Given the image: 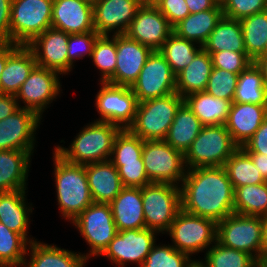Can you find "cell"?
I'll return each instance as SVG.
<instances>
[{"instance_id":"obj_45","label":"cell","mask_w":267,"mask_h":267,"mask_svg":"<svg viewBox=\"0 0 267 267\" xmlns=\"http://www.w3.org/2000/svg\"><path fill=\"white\" fill-rule=\"evenodd\" d=\"M124 187H143L151 183L147 177L142 156L136 161L112 162Z\"/></svg>"},{"instance_id":"obj_53","label":"cell","mask_w":267,"mask_h":267,"mask_svg":"<svg viewBox=\"0 0 267 267\" xmlns=\"http://www.w3.org/2000/svg\"><path fill=\"white\" fill-rule=\"evenodd\" d=\"M191 14L213 9L219 2L217 0H185Z\"/></svg>"},{"instance_id":"obj_51","label":"cell","mask_w":267,"mask_h":267,"mask_svg":"<svg viewBox=\"0 0 267 267\" xmlns=\"http://www.w3.org/2000/svg\"><path fill=\"white\" fill-rule=\"evenodd\" d=\"M12 0H0V41L10 42V12Z\"/></svg>"},{"instance_id":"obj_60","label":"cell","mask_w":267,"mask_h":267,"mask_svg":"<svg viewBox=\"0 0 267 267\" xmlns=\"http://www.w3.org/2000/svg\"><path fill=\"white\" fill-rule=\"evenodd\" d=\"M83 1H85V2H87L89 4H91V5H94V4L98 3L101 0H83Z\"/></svg>"},{"instance_id":"obj_32","label":"cell","mask_w":267,"mask_h":267,"mask_svg":"<svg viewBox=\"0 0 267 267\" xmlns=\"http://www.w3.org/2000/svg\"><path fill=\"white\" fill-rule=\"evenodd\" d=\"M184 102L205 125H225L233 101L215 98L205 91L184 97Z\"/></svg>"},{"instance_id":"obj_12","label":"cell","mask_w":267,"mask_h":267,"mask_svg":"<svg viewBox=\"0 0 267 267\" xmlns=\"http://www.w3.org/2000/svg\"><path fill=\"white\" fill-rule=\"evenodd\" d=\"M157 235L159 233L148 228L117 231L114 239L99 257H106L117 267H125L129 262L141 267L156 244Z\"/></svg>"},{"instance_id":"obj_52","label":"cell","mask_w":267,"mask_h":267,"mask_svg":"<svg viewBox=\"0 0 267 267\" xmlns=\"http://www.w3.org/2000/svg\"><path fill=\"white\" fill-rule=\"evenodd\" d=\"M19 109L15 95L0 93V121L12 115Z\"/></svg>"},{"instance_id":"obj_25","label":"cell","mask_w":267,"mask_h":267,"mask_svg":"<svg viewBox=\"0 0 267 267\" xmlns=\"http://www.w3.org/2000/svg\"><path fill=\"white\" fill-rule=\"evenodd\" d=\"M90 193L95 203H111L124 188L110 160L85 164Z\"/></svg>"},{"instance_id":"obj_1","label":"cell","mask_w":267,"mask_h":267,"mask_svg":"<svg viewBox=\"0 0 267 267\" xmlns=\"http://www.w3.org/2000/svg\"><path fill=\"white\" fill-rule=\"evenodd\" d=\"M180 189L186 213L216 222L234 213V188L223 166L187 169Z\"/></svg>"},{"instance_id":"obj_22","label":"cell","mask_w":267,"mask_h":267,"mask_svg":"<svg viewBox=\"0 0 267 267\" xmlns=\"http://www.w3.org/2000/svg\"><path fill=\"white\" fill-rule=\"evenodd\" d=\"M267 117V105L232 102L226 129L233 142L242 147L254 135Z\"/></svg>"},{"instance_id":"obj_41","label":"cell","mask_w":267,"mask_h":267,"mask_svg":"<svg viewBox=\"0 0 267 267\" xmlns=\"http://www.w3.org/2000/svg\"><path fill=\"white\" fill-rule=\"evenodd\" d=\"M116 35H100L91 54L94 66L100 70V82H107L116 69Z\"/></svg>"},{"instance_id":"obj_55","label":"cell","mask_w":267,"mask_h":267,"mask_svg":"<svg viewBox=\"0 0 267 267\" xmlns=\"http://www.w3.org/2000/svg\"><path fill=\"white\" fill-rule=\"evenodd\" d=\"M18 44L0 41V75L4 70L7 57L18 47Z\"/></svg>"},{"instance_id":"obj_23","label":"cell","mask_w":267,"mask_h":267,"mask_svg":"<svg viewBox=\"0 0 267 267\" xmlns=\"http://www.w3.org/2000/svg\"><path fill=\"white\" fill-rule=\"evenodd\" d=\"M26 190L0 192V223H3L11 231L20 234L30 243L34 241L32 237H27L29 236L28 227L31 220L29 217L33 207L27 201Z\"/></svg>"},{"instance_id":"obj_8","label":"cell","mask_w":267,"mask_h":267,"mask_svg":"<svg viewBox=\"0 0 267 267\" xmlns=\"http://www.w3.org/2000/svg\"><path fill=\"white\" fill-rule=\"evenodd\" d=\"M166 234L172 239L175 249L192 257L208 250L217 241V222L181 209Z\"/></svg>"},{"instance_id":"obj_16","label":"cell","mask_w":267,"mask_h":267,"mask_svg":"<svg viewBox=\"0 0 267 267\" xmlns=\"http://www.w3.org/2000/svg\"><path fill=\"white\" fill-rule=\"evenodd\" d=\"M41 117L27 108H19L0 121V150L34 151L36 130Z\"/></svg>"},{"instance_id":"obj_50","label":"cell","mask_w":267,"mask_h":267,"mask_svg":"<svg viewBox=\"0 0 267 267\" xmlns=\"http://www.w3.org/2000/svg\"><path fill=\"white\" fill-rule=\"evenodd\" d=\"M241 148L246 153H261L267 156V117L254 135Z\"/></svg>"},{"instance_id":"obj_35","label":"cell","mask_w":267,"mask_h":267,"mask_svg":"<svg viewBox=\"0 0 267 267\" xmlns=\"http://www.w3.org/2000/svg\"><path fill=\"white\" fill-rule=\"evenodd\" d=\"M233 102L267 105V87L254 62L239 74Z\"/></svg>"},{"instance_id":"obj_3","label":"cell","mask_w":267,"mask_h":267,"mask_svg":"<svg viewBox=\"0 0 267 267\" xmlns=\"http://www.w3.org/2000/svg\"><path fill=\"white\" fill-rule=\"evenodd\" d=\"M54 182L61 217L70 222L93 203L84 165L64 160L53 151Z\"/></svg>"},{"instance_id":"obj_17","label":"cell","mask_w":267,"mask_h":267,"mask_svg":"<svg viewBox=\"0 0 267 267\" xmlns=\"http://www.w3.org/2000/svg\"><path fill=\"white\" fill-rule=\"evenodd\" d=\"M68 40L69 34L50 27L26 46L33 52L38 66L55 70L65 76L74 67L68 61Z\"/></svg>"},{"instance_id":"obj_10","label":"cell","mask_w":267,"mask_h":267,"mask_svg":"<svg viewBox=\"0 0 267 267\" xmlns=\"http://www.w3.org/2000/svg\"><path fill=\"white\" fill-rule=\"evenodd\" d=\"M142 159L150 182L182 184L187 171L184 154L165 140L144 141Z\"/></svg>"},{"instance_id":"obj_4","label":"cell","mask_w":267,"mask_h":267,"mask_svg":"<svg viewBox=\"0 0 267 267\" xmlns=\"http://www.w3.org/2000/svg\"><path fill=\"white\" fill-rule=\"evenodd\" d=\"M184 98L177 92L138 103L128 129L142 140H164Z\"/></svg>"},{"instance_id":"obj_47","label":"cell","mask_w":267,"mask_h":267,"mask_svg":"<svg viewBox=\"0 0 267 267\" xmlns=\"http://www.w3.org/2000/svg\"><path fill=\"white\" fill-rule=\"evenodd\" d=\"M99 36L96 31L69 34L67 47L68 61L73 65L78 59L86 56L90 58L94 44Z\"/></svg>"},{"instance_id":"obj_54","label":"cell","mask_w":267,"mask_h":267,"mask_svg":"<svg viewBox=\"0 0 267 267\" xmlns=\"http://www.w3.org/2000/svg\"><path fill=\"white\" fill-rule=\"evenodd\" d=\"M247 154L251 157L255 167H257L258 171H260V174L267 182V156L261 153H247Z\"/></svg>"},{"instance_id":"obj_57","label":"cell","mask_w":267,"mask_h":267,"mask_svg":"<svg viewBox=\"0 0 267 267\" xmlns=\"http://www.w3.org/2000/svg\"><path fill=\"white\" fill-rule=\"evenodd\" d=\"M267 252V216L262 217V243L261 253Z\"/></svg>"},{"instance_id":"obj_20","label":"cell","mask_w":267,"mask_h":267,"mask_svg":"<svg viewBox=\"0 0 267 267\" xmlns=\"http://www.w3.org/2000/svg\"><path fill=\"white\" fill-rule=\"evenodd\" d=\"M172 33L173 27L157 7L142 4L125 34L154 51L159 50Z\"/></svg>"},{"instance_id":"obj_15","label":"cell","mask_w":267,"mask_h":267,"mask_svg":"<svg viewBox=\"0 0 267 267\" xmlns=\"http://www.w3.org/2000/svg\"><path fill=\"white\" fill-rule=\"evenodd\" d=\"M59 74L55 70L36 65L15 95L19 108L35 111L42 118L48 105L55 101L62 91ZM21 101L24 106L20 105Z\"/></svg>"},{"instance_id":"obj_21","label":"cell","mask_w":267,"mask_h":267,"mask_svg":"<svg viewBox=\"0 0 267 267\" xmlns=\"http://www.w3.org/2000/svg\"><path fill=\"white\" fill-rule=\"evenodd\" d=\"M51 27L67 34L95 31L93 5L83 0H54Z\"/></svg>"},{"instance_id":"obj_2","label":"cell","mask_w":267,"mask_h":267,"mask_svg":"<svg viewBox=\"0 0 267 267\" xmlns=\"http://www.w3.org/2000/svg\"><path fill=\"white\" fill-rule=\"evenodd\" d=\"M121 129L114 123L95 120L83 126L68 148L57 145L54 151L73 164L85 165L107 161L110 159L114 140Z\"/></svg>"},{"instance_id":"obj_33","label":"cell","mask_w":267,"mask_h":267,"mask_svg":"<svg viewBox=\"0 0 267 267\" xmlns=\"http://www.w3.org/2000/svg\"><path fill=\"white\" fill-rule=\"evenodd\" d=\"M202 47L210 55L224 50L246 52L240 20L222 16Z\"/></svg>"},{"instance_id":"obj_61","label":"cell","mask_w":267,"mask_h":267,"mask_svg":"<svg viewBox=\"0 0 267 267\" xmlns=\"http://www.w3.org/2000/svg\"><path fill=\"white\" fill-rule=\"evenodd\" d=\"M193 267H201L198 263H196Z\"/></svg>"},{"instance_id":"obj_18","label":"cell","mask_w":267,"mask_h":267,"mask_svg":"<svg viewBox=\"0 0 267 267\" xmlns=\"http://www.w3.org/2000/svg\"><path fill=\"white\" fill-rule=\"evenodd\" d=\"M141 6L142 0L99 1L93 5L95 31L99 35L125 34Z\"/></svg>"},{"instance_id":"obj_58","label":"cell","mask_w":267,"mask_h":267,"mask_svg":"<svg viewBox=\"0 0 267 267\" xmlns=\"http://www.w3.org/2000/svg\"><path fill=\"white\" fill-rule=\"evenodd\" d=\"M256 267H267V252L260 253L256 262Z\"/></svg>"},{"instance_id":"obj_19","label":"cell","mask_w":267,"mask_h":267,"mask_svg":"<svg viewBox=\"0 0 267 267\" xmlns=\"http://www.w3.org/2000/svg\"><path fill=\"white\" fill-rule=\"evenodd\" d=\"M116 51L115 73L107 82L131 87L153 50L126 34H119L116 35Z\"/></svg>"},{"instance_id":"obj_26","label":"cell","mask_w":267,"mask_h":267,"mask_svg":"<svg viewBox=\"0 0 267 267\" xmlns=\"http://www.w3.org/2000/svg\"><path fill=\"white\" fill-rule=\"evenodd\" d=\"M110 206L117 231L146 228L140 187H124Z\"/></svg>"},{"instance_id":"obj_42","label":"cell","mask_w":267,"mask_h":267,"mask_svg":"<svg viewBox=\"0 0 267 267\" xmlns=\"http://www.w3.org/2000/svg\"><path fill=\"white\" fill-rule=\"evenodd\" d=\"M197 260L170 244H155L141 267H193Z\"/></svg>"},{"instance_id":"obj_24","label":"cell","mask_w":267,"mask_h":267,"mask_svg":"<svg viewBox=\"0 0 267 267\" xmlns=\"http://www.w3.org/2000/svg\"><path fill=\"white\" fill-rule=\"evenodd\" d=\"M30 242L23 267H85L88 259L80 252H74L54 244L44 242Z\"/></svg>"},{"instance_id":"obj_44","label":"cell","mask_w":267,"mask_h":267,"mask_svg":"<svg viewBox=\"0 0 267 267\" xmlns=\"http://www.w3.org/2000/svg\"><path fill=\"white\" fill-rule=\"evenodd\" d=\"M239 74L232 73L220 68H212L205 92L215 98L228 101L234 100Z\"/></svg>"},{"instance_id":"obj_40","label":"cell","mask_w":267,"mask_h":267,"mask_svg":"<svg viewBox=\"0 0 267 267\" xmlns=\"http://www.w3.org/2000/svg\"><path fill=\"white\" fill-rule=\"evenodd\" d=\"M29 243L0 223V267H23Z\"/></svg>"},{"instance_id":"obj_11","label":"cell","mask_w":267,"mask_h":267,"mask_svg":"<svg viewBox=\"0 0 267 267\" xmlns=\"http://www.w3.org/2000/svg\"><path fill=\"white\" fill-rule=\"evenodd\" d=\"M217 241L247 252L257 260L261 253L262 217L232 213L217 222Z\"/></svg>"},{"instance_id":"obj_29","label":"cell","mask_w":267,"mask_h":267,"mask_svg":"<svg viewBox=\"0 0 267 267\" xmlns=\"http://www.w3.org/2000/svg\"><path fill=\"white\" fill-rule=\"evenodd\" d=\"M222 16L221 4L218 3L213 9L194 14L190 13L185 19L173 27V32L180 38L193 41L203 46Z\"/></svg>"},{"instance_id":"obj_39","label":"cell","mask_w":267,"mask_h":267,"mask_svg":"<svg viewBox=\"0 0 267 267\" xmlns=\"http://www.w3.org/2000/svg\"><path fill=\"white\" fill-rule=\"evenodd\" d=\"M257 260L247 252L226 247L216 241L198 260L201 267H256Z\"/></svg>"},{"instance_id":"obj_56","label":"cell","mask_w":267,"mask_h":267,"mask_svg":"<svg viewBox=\"0 0 267 267\" xmlns=\"http://www.w3.org/2000/svg\"><path fill=\"white\" fill-rule=\"evenodd\" d=\"M254 63L260 69L264 84L267 87V54L257 58Z\"/></svg>"},{"instance_id":"obj_34","label":"cell","mask_w":267,"mask_h":267,"mask_svg":"<svg viewBox=\"0 0 267 267\" xmlns=\"http://www.w3.org/2000/svg\"><path fill=\"white\" fill-rule=\"evenodd\" d=\"M240 24L245 50L254 62L267 54V10L242 18Z\"/></svg>"},{"instance_id":"obj_43","label":"cell","mask_w":267,"mask_h":267,"mask_svg":"<svg viewBox=\"0 0 267 267\" xmlns=\"http://www.w3.org/2000/svg\"><path fill=\"white\" fill-rule=\"evenodd\" d=\"M143 145L144 140L128 128L121 129L114 140L109 160L111 162L136 161L142 156Z\"/></svg>"},{"instance_id":"obj_38","label":"cell","mask_w":267,"mask_h":267,"mask_svg":"<svg viewBox=\"0 0 267 267\" xmlns=\"http://www.w3.org/2000/svg\"><path fill=\"white\" fill-rule=\"evenodd\" d=\"M202 49L203 47L201 45H197V43L193 41L180 38L173 32L158 51L171 66L172 72L177 75L191 63L194 57Z\"/></svg>"},{"instance_id":"obj_59","label":"cell","mask_w":267,"mask_h":267,"mask_svg":"<svg viewBox=\"0 0 267 267\" xmlns=\"http://www.w3.org/2000/svg\"><path fill=\"white\" fill-rule=\"evenodd\" d=\"M163 0H142V4L149 7H157Z\"/></svg>"},{"instance_id":"obj_30","label":"cell","mask_w":267,"mask_h":267,"mask_svg":"<svg viewBox=\"0 0 267 267\" xmlns=\"http://www.w3.org/2000/svg\"><path fill=\"white\" fill-rule=\"evenodd\" d=\"M203 126L199 118L183 102L177 109L164 140L174 149L185 154Z\"/></svg>"},{"instance_id":"obj_13","label":"cell","mask_w":267,"mask_h":267,"mask_svg":"<svg viewBox=\"0 0 267 267\" xmlns=\"http://www.w3.org/2000/svg\"><path fill=\"white\" fill-rule=\"evenodd\" d=\"M130 88L138 103L163 97L176 92V75L163 55L154 50Z\"/></svg>"},{"instance_id":"obj_46","label":"cell","mask_w":267,"mask_h":267,"mask_svg":"<svg viewBox=\"0 0 267 267\" xmlns=\"http://www.w3.org/2000/svg\"><path fill=\"white\" fill-rule=\"evenodd\" d=\"M223 16L241 20L267 10V0H222Z\"/></svg>"},{"instance_id":"obj_31","label":"cell","mask_w":267,"mask_h":267,"mask_svg":"<svg viewBox=\"0 0 267 267\" xmlns=\"http://www.w3.org/2000/svg\"><path fill=\"white\" fill-rule=\"evenodd\" d=\"M212 68L211 55L202 49L191 63L176 75V92L184 98L189 94L205 91Z\"/></svg>"},{"instance_id":"obj_5","label":"cell","mask_w":267,"mask_h":267,"mask_svg":"<svg viewBox=\"0 0 267 267\" xmlns=\"http://www.w3.org/2000/svg\"><path fill=\"white\" fill-rule=\"evenodd\" d=\"M238 148L225 125H205L184 154L186 168L224 166Z\"/></svg>"},{"instance_id":"obj_37","label":"cell","mask_w":267,"mask_h":267,"mask_svg":"<svg viewBox=\"0 0 267 267\" xmlns=\"http://www.w3.org/2000/svg\"><path fill=\"white\" fill-rule=\"evenodd\" d=\"M223 167L234 189L266 182L251 157L241 147L228 158Z\"/></svg>"},{"instance_id":"obj_6","label":"cell","mask_w":267,"mask_h":267,"mask_svg":"<svg viewBox=\"0 0 267 267\" xmlns=\"http://www.w3.org/2000/svg\"><path fill=\"white\" fill-rule=\"evenodd\" d=\"M141 190L146 228L166 233L181 210L180 186L151 182Z\"/></svg>"},{"instance_id":"obj_28","label":"cell","mask_w":267,"mask_h":267,"mask_svg":"<svg viewBox=\"0 0 267 267\" xmlns=\"http://www.w3.org/2000/svg\"><path fill=\"white\" fill-rule=\"evenodd\" d=\"M37 65L33 52L19 45L8 57L0 75V93L16 95Z\"/></svg>"},{"instance_id":"obj_27","label":"cell","mask_w":267,"mask_h":267,"mask_svg":"<svg viewBox=\"0 0 267 267\" xmlns=\"http://www.w3.org/2000/svg\"><path fill=\"white\" fill-rule=\"evenodd\" d=\"M34 151L0 150V192L27 189Z\"/></svg>"},{"instance_id":"obj_49","label":"cell","mask_w":267,"mask_h":267,"mask_svg":"<svg viewBox=\"0 0 267 267\" xmlns=\"http://www.w3.org/2000/svg\"><path fill=\"white\" fill-rule=\"evenodd\" d=\"M157 8L167 18L172 27L190 14L185 0H163Z\"/></svg>"},{"instance_id":"obj_36","label":"cell","mask_w":267,"mask_h":267,"mask_svg":"<svg viewBox=\"0 0 267 267\" xmlns=\"http://www.w3.org/2000/svg\"><path fill=\"white\" fill-rule=\"evenodd\" d=\"M234 213L267 216V182L234 189Z\"/></svg>"},{"instance_id":"obj_9","label":"cell","mask_w":267,"mask_h":267,"mask_svg":"<svg viewBox=\"0 0 267 267\" xmlns=\"http://www.w3.org/2000/svg\"><path fill=\"white\" fill-rule=\"evenodd\" d=\"M71 223L90 246L89 253H83L88 260L100 256L117 234L110 203L93 202Z\"/></svg>"},{"instance_id":"obj_7","label":"cell","mask_w":267,"mask_h":267,"mask_svg":"<svg viewBox=\"0 0 267 267\" xmlns=\"http://www.w3.org/2000/svg\"><path fill=\"white\" fill-rule=\"evenodd\" d=\"M54 0H12L10 42L28 45L51 27Z\"/></svg>"},{"instance_id":"obj_14","label":"cell","mask_w":267,"mask_h":267,"mask_svg":"<svg viewBox=\"0 0 267 267\" xmlns=\"http://www.w3.org/2000/svg\"><path fill=\"white\" fill-rule=\"evenodd\" d=\"M100 90L95 96V106L100 114L97 121L114 123L128 128L135 119L138 101L129 86L99 82Z\"/></svg>"},{"instance_id":"obj_48","label":"cell","mask_w":267,"mask_h":267,"mask_svg":"<svg viewBox=\"0 0 267 267\" xmlns=\"http://www.w3.org/2000/svg\"><path fill=\"white\" fill-rule=\"evenodd\" d=\"M214 68L240 74L253 61L248 57L247 52H234L229 50L214 52L211 54Z\"/></svg>"}]
</instances>
